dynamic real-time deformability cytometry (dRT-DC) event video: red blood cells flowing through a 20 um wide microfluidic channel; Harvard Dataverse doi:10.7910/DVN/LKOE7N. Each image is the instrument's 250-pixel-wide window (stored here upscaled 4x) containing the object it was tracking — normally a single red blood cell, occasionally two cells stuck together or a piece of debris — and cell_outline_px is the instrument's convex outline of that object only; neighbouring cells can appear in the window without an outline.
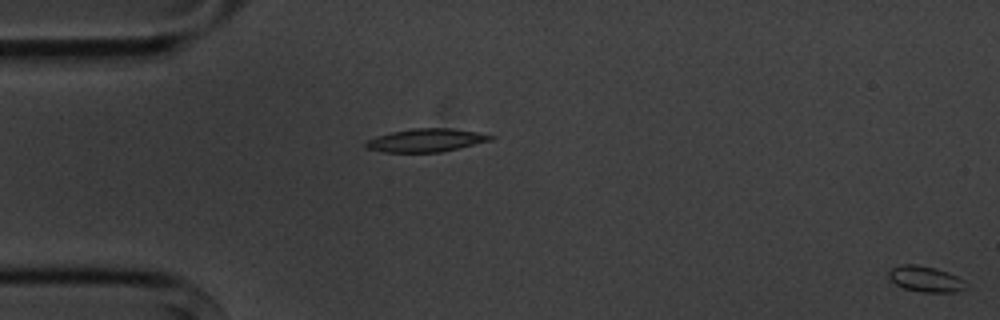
{"species": "common noctule bat (a hibernating species)", "species_latin": "Nyctalus noctula", "temperature_condition": "cold", "stored_images_in_passage": 5, "segment_of_instrument_passage": [2, 2], "camera_frame_rate_fps": 3000, "um_per_image_px": 0.085, "animal": {"sex": "male", "body_mass_g": 20.1, "forearm_length_mm": 53.5}, "frame": {"image": 1, "passage_image": 5, "time_ms": 4.667, "image_size_px": [1000, 320], "cell_outline_px": [[972, 284], [956, 292], [920, 292], [904, 288], [896, 284], [888, 276], [888, 272], [892, 268], [904, 264], [916, 264], [936, 268], [948, 272]], "centroid_in_image_um": [78.72, 23.72], "position_along_channel_um": 6.3, "area_um2": 11.68}}